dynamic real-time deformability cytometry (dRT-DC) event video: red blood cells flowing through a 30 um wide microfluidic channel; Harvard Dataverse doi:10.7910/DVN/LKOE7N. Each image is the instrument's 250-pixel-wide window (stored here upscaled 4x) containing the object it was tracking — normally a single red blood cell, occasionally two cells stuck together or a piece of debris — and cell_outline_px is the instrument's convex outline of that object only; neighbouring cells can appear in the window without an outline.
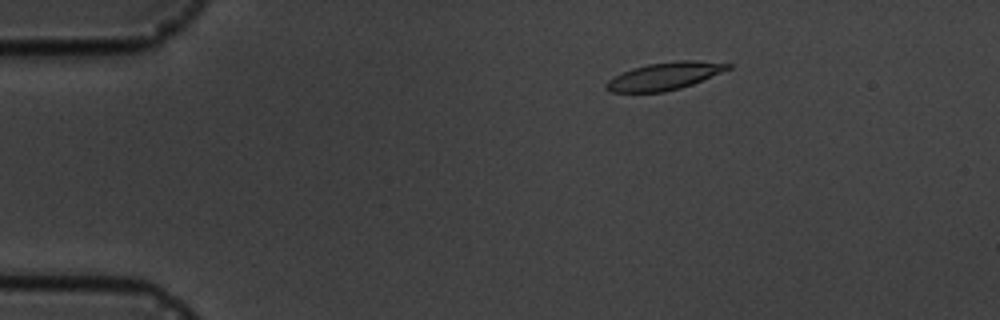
{"species": "common noctule bat (a hibernating species)", "species_latin": "Nyctalus noctula", "temperature_condition": "cold", "stored_images_in_passage": 4, "camera_frame_rate_fps": 3000, "um_per_image_px": 0.085, "animal": {"sex": "male", "body_mass_g": 19.5, "forearm_length_mm": 54.6}, "frame": {"image": 1, "passage_image": 2, "time_ms": 1.0, "image_size_px": [1000, 320], "cell_outline_px": [[732, 68], [692, 84], [680, 88], [664, 92], [612, 92], [604, 88], [604, 84], [612, 76], [632, 68], [648, 64], [676, 60], [696, 60], [732, 64]], "centroid_in_image_um": [56.46, 6.46], "position_along_channel_um": 28.5, "area_um2": 19.59}}